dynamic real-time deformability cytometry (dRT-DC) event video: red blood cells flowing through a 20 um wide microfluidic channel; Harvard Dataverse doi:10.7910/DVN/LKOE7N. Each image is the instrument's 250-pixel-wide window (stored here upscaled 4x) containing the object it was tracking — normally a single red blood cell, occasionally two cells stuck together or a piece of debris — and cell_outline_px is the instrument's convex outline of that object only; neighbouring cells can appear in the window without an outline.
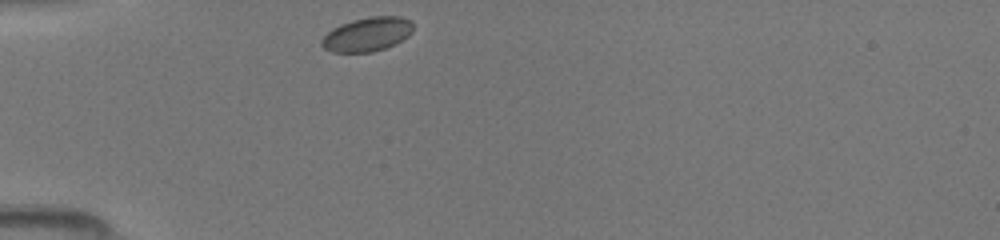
{"species": "common noctule bat (a hibernating species)", "species_latin": "Nyctalus noctula", "temperature_condition": "room temperature", "stored_images_in_passage": 35, "camera_frame_rate_fps": 3000, "um_per_image_px": 0.085, "animal": {"sex": "female", "body_mass_g": 19.5, "forearm_length_mm": 54.1}, "frame": {"image": 1, "passage_image": 1, "time_ms": 0.0, "image_size_px": [1000, 240], "cell_outline_px": [[412, 32], [408, 36], [396, 44], [372, 52], [332, 52], [324, 48], [320, 44], [320, 40], [332, 28], [340, 24], [352, 20], [372, 16], [400, 16], [412, 20]], "centroid_in_image_um": [31.21, 2.91], "position_along_channel_um": 53.8, "area_um2": 18.26}}
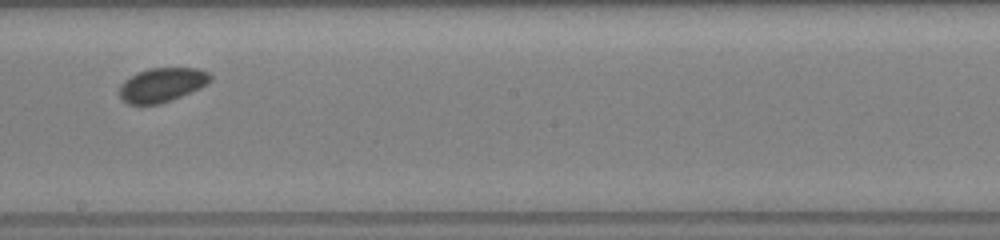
{"frame": {"image": 2, "passage_image": 15, "time_ms": 4.667, "image_size_px": [1000, 240], "cell_outline_px": [[212, 80], [208, 84], [200, 88], [172, 100], [160, 104], [128, 104], [120, 96], [120, 84], [124, 80], [148, 68], [200, 68], [208, 72], [212, 76]], "centroid_in_image_um": [13.81, 7.21], "position_along_channel_um": 234.4, "area_um2": 18.09}}
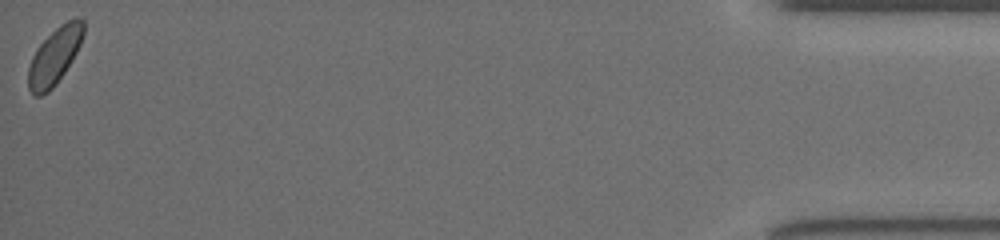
{"frame": {"image": 3, "passage_image": 35, "time_ms": 11.333, "image_size_px": [1000, 240], "cell_outline_px": [[84, 32], [80, 44], [72, 60], [56, 84], [48, 92], [40, 96], [36, 96], [28, 88], [28, 68], [32, 56], [36, 48], [60, 24], [76, 16], [84, 20]], "centroid_in_image_um": [4.64, 4.75], "position_along_channel_um": 430.6, "area_um2": 18.15}}